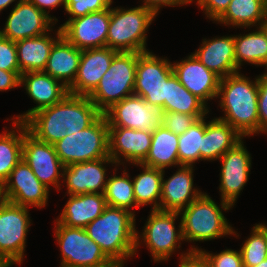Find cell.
Instances as JSON below:
<instances>
[{
	"mask_svg": "<svg viewBox=\"0 0 267 267\" xmlns=\"http://www.w3.org/2000/svg\"><path fill=\"white\" fill-rule=\"evenodd\" d=\"M240 248L243 267H253L267 258V223H256Z\"/></svg>",
	"mask_w": 267,
	"mask_h": 267,
	"instance_id": "cell-38",
	"label": "cell"
},
{
	"mask_svg": "<svg viewBox=\"0 0 267 267\" xmlns=\"http://www.w3.org/2000/svg\"><path fill=\"white\" fill-rule=\"evenodd\" d=\"M190 250L193 253H199L210 267H243L240 249L238 251L226 248L216 254L210 253L201 247L199 248L195 245H191Z\"/></svg>",
	"mask_w": 267,
	"mask_h": 267,
	"instance_id": "cell-39",
	"label": "cell"
},
{
	"mask_svg": "<svg viewBox=\"0 0 267 267\" xmlns=\"http://www.w3.org/2000/svg\"><path fill=\"white\" fill-rule=\"evenodd\" d=\"M132 165L138 166L142 170V172L132 178L136 209L150 204L152 205L151 210L159 209L163 170L147 167L142 164Z\"/></svg>",
	"mask_w": 267,
	"mask_h": 267,
	"instance_id": "cell-33",
	"label": "cell"
},
{
	"mask_svg": "<svg viewBox=\"0 0 267 267\" xmlns=\"http://www.w3.org/2000/svg\"><path fill=\"white\" fill-rule=\"evenodd\" d=\"M108 141L109 156L118 167L122 164L124 166L127 162L141 164L149 153L152 132L109 126Z\"/></svg>",
	"mask_w": 267,
	"mask_h": 267,
	"instance_id": "cell-20",
	"label": "cell"
},
{
	"mask_svg": "<svg viewBox=\"0 0 267 267\" xmlns=\"http://www.w3.org/2000/svg\"><path fill=\"white\" fill-rule=\"evenodd\" d=\"M103 114L108 126L153 132L161 124V110L134 94L113 104Z\"/></svg>",
	"mask_w": 267,
	"mask_h": 267,
	"instance_id": "cell-16",
	"label": "cell"
},
{
	"mask_svg": "<svg viewBox=\"0 0 267 267\" xmlns=\"http://www.w3.org/2000/svg\"><path fill=\"white\" fill-rule=\"evenodd\" d=\"M194 170V166H179L168 179L163 170L159 210L180 212L203 193L194 187Z\"/></svg>",
	"mask_w": 267,
	"mask_h": 267,
	"instance_id": "cell-22",
	"label": "cell"
},
{
	"mask_svg": "<svg viewBox=\"0 0 267 267\" xmlns=\"http://www.w3.org/2000/svg\"><path fill=\"white\" fill-rule=\"evenodd\" d=\"M172 67L179 82L210 109L208 101L217 98L221 77L207 69L193 53L174 61Z\"/></svg>",
	"mask_w": 267,
	"mask_h": 267,
	"instance_id": "cell-18",
	"label": "cell"
},
{
	"mask_svg": "<svg viewBox=\"0 0 267 267\" xmlns=\"http://www.w3.org/2000/svg\"><path fill=\"white\" fill-rule=\"evenodd\" d=\"M207 115L197 119L193 125L178 138V158L180 166H194L200 162L202 137L206 127Z\"/></svg>",
	"mask_w": 267,
	"mask_h": 267,
	"instance_id": "cell-37",
	"label": "cell"
},
{
	"mask_svg": "<svg viewBox=\"0 0 267 267\" xmlns=\"http://www.w3.org/2000/svg\"><path fill=\"white\" fill-rule=\"evenodd\" d=\"M67 196L69 197L63 210L54 220L64 226L85 228L107 207L104 194L85 193Z\"/></svg>",
	"mask_w": 267,
	"mask_h": 267,
	"instance_id": "cell-24",
	"label": "cell"
},
{
	"mask_svg": "<svg viewBox=\"0 0 267 267\" xmlns=\"http://www.w3.org/2000/svg\"><path fill=\"white\" fill-rule=\"evenodd\" d=\"M6 20L3 29L0 28V35L13 42L53 32V27L56 25L48 14L29 0H20L14 4Z\"/></svg>",
	"mask_w": 267,
	"mask_h": 267,
	"instance_id": "cell-15",
	"label": "cell"
},
{
	"mask_svg": "<svg viewBox=\"0 0 267 267\" xmlns=\"http://www.w3.org/2000/svg\"><path fill=\"white\" fill-rule=\"evenodd\" d=\"M0 267H12V265L0 255Z\"/></svg>",
	"mask_w": 267,
	"mask_h": 267,
	"instance_id": "cell-50",
	"label": "cell"
},
{
	"mask_svg": "<svg viewBox=\"0 0 267 267\" xmlns=\"http://www.w3.org/2000/svg\"><path fill=\"white\" fill-rule=\"evenodd\" d=\"M145 8L152 10L156 15L159 14V10L163 8V6L167 7H177L180 5H188L189 3L191 4V0H141Z\"/></svg>",
	"mask_w": 267,
	"mask_h": 267,
	"instance_id": "cell-46",
	"label": "cell"
},
{
	"mask_svg": "<svg viewBox=\"0 0 267 267\" xmlns=\"http://www.w3.org/2000/svg\"><path fill=\"white\" fill-rule=\"evenodd\" d=\"M33 38H26L15 42L20 73L44 71L49 54L54 43L62 36L61 28Z\"/></svg>",
	"mask_w": 267,
	"mask_h": 267,
	"instance_id": "cell-25",
	"label": "cell"
},
{
	"mask_svg": "<svg viewBox=\"0 0 267 267\" xmlns=\"http://www.w3.org/2000/svg\"><path fill=\"white\" fill-rule=\"evenodd\" d=\"M34 4L38 9L43 11L45 14H48L56 23L58 19L54 16H51L49 13L52 9H55L59 6H63L65 11L66 0H29ZM46 9H49L48 11ZM51 9V10H50Z\"/></svg>",
	"mask_w": 267,
	"mask_h": 267,
	"instance_id": "cell-48",
	"label": "cell"
},
{
	"mask_svg": "<svg viewBox=\"0 0 267 267\" xmlns=\"http://www.w3.org/2000/svg\"><path fill=\"white\" fill-rule=\"evenodd\" d=\"M22 158L34 172L37 179L47 188L53 186L61 190L64 165L60 161L53 144L40 141L32 135L24 123Z\"/></svg>",
	"mask_w": 267,
	"mask_h": 267,
	"instance_id": "cell-11",
	"label": "cell"
},
{
	"mask_svg": "<svg viewBox=\"0 0 267 267\" xmlns=\"http://www.w3.org/2000/svg\"><path fill=\"white\" fill-rule=\"evenodd\" d=\"M139 52H117L109 69L88 98L103 114L113 104L134 94Z\"/></svg>",
	"mask_w": 267,
	"mask_h": 267,
	"instance_id": "cell-6",
	"label": "cell"
},
{
	"mask_svg": "<svg viewBox=\"0 0 267 267\" xmlns=\"http://www.w3.org/2000/svg\"><path fill=\"white\" fill-rule=\"evenodd\" d=\"M113 0H66L65 13L68 20L111 8Z\"/></svg>",
	"mask_w": 267,
	"mask_h": 267,
	"instance_id": "cell-40",
	"label": "cell"
},
{
	"mask_svg": "<svg viewBox=\"0 0 267 267\" xmlns=\"http://www.w3.org/2000/svg\"><path fill=\"white\" fill-rule=\"evenodd\" d=\"M101 114L88 96L69 93L63 99V125L67 135L89 127Z\"/></svg>",
	"mask_w": 267,
	"mask_h": 267,
	"instance_id": "cell-32",
	"label": "cell"
},
{
	"mask_svg": "<svg viewBox=\"0 0 267 267\" xmlns=\"http://www.w3.org/2000/svg\"><path fill=\"white\" fill-rule=\"evenodd\" d=\"M253 267H267V258L261 263H259L258 265L253 266Z\"/></svg>",
	"mask_w": 267,
	"mask_h": 267,
	"instance_id": "cell-52",
	"label": "cell"
},
{
	"mask_svg": "<svg viewBox=\"0 0 267 267\" xmlns=\"http://www.w3.org/2000/svg\"><path fill=\"white\" fill-rule=\"evenodd\" d=\"M0 69L20 72L15 42L0 35Z\"/></svg>",
	"mask_w": 267,
	"mask_h": 267,
	"instance_id": "cell-42",
	"label": "cell"
},
{
	"mask_svg": "<svg viewBox=\"0 0 267 267\" xmlns=\"http://www.w3.org/2000/svg\"><path fill=\"white\" fill-rule=\"evenodd\" d=\"M5 202L4 192L2 189V185H0V206Z\"/></svg>",
	"mask_w": 267,
	"mask_h": 267,
	"instance_id": "cell-51",
	"label": "cell"
},
{
	"mask_svg": "<svg viewBox=\"0 0 267 267\" xmlns=\"http://www.w3.org/2000/svg\"><path fill=\"white\" fill-rule=\"evenodd\" d=\"M178 217L179 212L150 210L142 232L136 230L135 254L144 243L154 263L169 261L173 253L180 249L181 242H184L181 219L178 228L175 226Z\"/></svg>",
	"mask_w": 267,
	"mask_h": 267,
	"instance_id": "cell-5",
	"label": "cell"
},
{
	"mask_svg": "<svg viewBox=\"0 0 267 267\" xmlns=\"http://www.w3.org/2000/svg\"><path fill=\"white\" fill-rule=\"evenodd\" d=\"M234 46L236 65L239 69H242L244 63H248L266 67L267 71V36L262 26L247 34L234 35Z\"/></svg>",
	"mask_w": 267,
	"mask_h": 267,
	"instance_id": "cell-31",
	"label": "cell"
},
{
	"mask_svg": "<svg viewBox=\"0 0 267 267\" xmlns=\"http://www.w3.org/2000/svg\"><path fill=\"white\" fill-rule=\"evenodd\" d=\"M243 141L238 142L219 159L222 165L219 174L221 200L233 207L248 182L252 168V157Z\"/></svg>",
	"mask_w": 267,
	"mask_h": 267,
	"instance_id": "cell-14",
	"label": "cell"
},
{
	"mask_svg": "<svg viewBox=\"0 0 267 267\" xmlns=\"http://www.w3.org/2000/svg\"><path fill=\"white\" fill-rule=\"evenodd\" d=\"M243 138L230 124L216 117L206 121L202 149H199L200 161L219 160Z\"/></svg>",
	"mask_w": 267,
	"mask_h": 267,
	"instance_id": "cell-26",
	"label": "cell"
},
{
	"mask_svg": "<svg viewBox=\"0 0 267 267\" xmlns=\"http://www.w3.org/2000/svg\"><path fill=\"white\" fill-rule=\"evenodd\" d=\"M21 73L14 71H5L0 69V91H9L20 88Z\"/></svg>",
	"mask_w": 267,
	"mask_h": 267,
	"instance_id": "cell-45",
	"label": "cell"
},
{
	"mask_svg": "<svg viewBox=\"0 0 267 267\" xmlns=\"http://www.w3.org/2000/svg\"><path fill=\"white\" fill-rule=\"evenodd\" d=\"M20 86L33 99L36 106L26 112L11 117V121L25 122L35 112L61 102L68 94V88L59 80L44 71H31L21 74Z\"/></svg>",
	"mask_w": 267,
	"mask_h": 267,
	"instance_id": "cell-19",
	"label": "cell"
},
{
	"mask_svg": "<svg viewBox=\"0 0 267 267\" xmlns=\"http://www.w3.org/2000/svg\"><path fill=\"white\" fill-rule=\"evenodd\" d=\"M116 53L117 51L107 46L82 50L76 77L74 82L68 87L69 93L89 96L109 69Z\"/></svg>",
	"mask_w": 267,
	"mask_h": 267,
	"instance_id": "cell-21",
	"label": "cell"
},
{
	"mask_svg": "<svg viewBox=\"0 0 267 267\" xmlns=\"http://www.w3.org/2000/svg\"><path fill=\"white\" fill-rule=\"evenodd\" d=\"M262 27L265 29V31H266V36H267V21L262 25Z\"/></svg>",
	"mask_w": 267,
	"mask_h": 267,
	"instance_id": "cell-53",
	"label": "cell"
},
{
	"mask_svg": "<svg viewBox=\"0 0 267 267\" xmlns=\"http://www.w3.org/2000/svg\"><path fill=\"white\" fill-rule=\"evenodd\" d=\"M19 1L20 0H0V13L2 10L7 9V7H9L13 2H15L16 5Z\"/></svg>",
	"mask_w": 267,
	"mask_h": 267,
	"instance_id": "cell-49",
	"label": "cell"
},
{
	"mask_svg": "<svg viewBox=\"0 0 267 267\" xmlns=\"http://www.w3.org/2000/svg\"><path fill=\"white\" fill-rule=\"evenodd\" d=\"M267 21V0H232L215 22L232 28L261 27Z\"/></svg>",
	"mask_w": 267,
	"mask_h": 267,
	"instance_id": "cell-29",
	"label": "cell"
},
{
	"mask_svg": "<svg viewBox=\"0 0 267 267\" xmlns=\"http://www.w3.org/2000/svg\"><path fill=\"white\" fill-rule=\"evenodd\" d=\"M109 164L117 166L110 156L64 166L62 182L67 188V195L104 194L108 181L107 177H109L106 174L108 170L106 167Z\"/></svg>",
	"mask_w": 267,
	"mask_h": 267,
	"instance_id": "cell-17",
	"label": "cell"
},
{
	"mask_svg": "<svg viewBox=\"0 0 267 267\" xmlns=\"http://www.w3.org/2000/svg\"><path fill=\"white\" fill-rule=\"evenodd\" d=\"M179 267H210L199 253H193L190 249L181 252Z\"/></svg>",
	"mask_w": 267,
	"mask_h": 267,
	"instance_id": "cell-47",
	"label": "cell"
},
{
	"mask_svg": "<svg viewBox=\"0 0 267 267\" xmlns=\"http://www.w3.org/2000/svg\"><path fill=\"white\" fill-rule=\"evenodd\" d=\"M211 198L203 191L197 199L179 212L185 242L196 244L198 241H211L228 235L239 238V234L223 213L231 210L233 206L223 200L217 205Z\"/></svg>",
	"mask_w": 267,
	"mask_h": 267,
	"instance_id": "cell-3",
	"label": "cell"
},
{
	"mask_svg": "<svg viewBox=\"0 0 267 267\" xmlns=\"http://www.w3.org/2000/svg\"><path fill=\"white\" fill-rule=\"evenodd\" d=\"M55 222L54 236L61 251L59 267H112L115 264L84 228L64 226Z\"/></svg>",
	"mask_w": 267,
	"mask_h": 267,
	"instance_id": "cell-8",
	"label": "cell"
},
{
	"mask_svg": "<svg viewBox=\"0 0 267 267\" xmlns=\"http://www.w3.org/2000/svg\"><path fill=\"white\" fill-rule=\"evenodd\" d=\"M157 15L143 5L111 7L107 47L117 52H146L147 32Z\"/></svg>",
	"mask_w": 267,
	"mask_h": 267,
	"instance_id": "cell-4",
	"label": "cell"
},
{
	"mask_svg": "<svg viewBox=\"0 0 267 267\" xmlns=\"http://www.w3.org/2000/svg\"><path fill=\"white\" fill-rule=\"evenodd\" d=\"M179 136L159 125L152 132V141L146 159L141 163L144 166L165 170L169 167L180 166L178 158Z\"/></svg>",
	"mask_w": 267,
	"mask_h": 267,
	"instance_id": "cell-30",
	"label": "cell"
},
{
	"mask_svg": "<svg viewBox=\"0 0 267 267\" xmlns=\"http://www.w3.org/2000/svg\"><path fill=\"white\" fill-rule=\"evenodd\" d=\"M24 123L37 139L55 144L67 135L63 125V100L35 112Z\"/></svg>",
	"mask_w": 267,
	"mask_h": 267,
	"instance_id": "cell-28",
	"label": "cell"
},
{
	"mask_svg": "<svg viewBox=\"0 0 267 267\" xmlns=\"http://www.w3.org/2000/svg\"><path fill=\"white\" fill-rule=\"evenodd\" d=\"M109 126L101 114L89 127L66 135L54 145L64 166L98 160L109 156Z\"/></svg>",
	"mask_w": 267,
	"mask_h": 267,
	"instance_id": "cell-7",
	"label": "cell"
},
{
	"mask_svg": "<svg viewBox=\"0 0 267 267\" xmlns=\"http://www.w3.org/2000/svg\"><path fill=\"white\" fill-rule=\"evenodd\" d=\"M201 9L206 18L214 23L225 13L232 0H191Z\"/></svg>",
	"mask_w": 267,
	"mask_h": 267,
	"instance_id": "cell-44",
	"label": "cell"
},
{
	"mask_svg": "<svg viewBox=\"0 0 267 267\" xmlns=\"http://www.w3.org/2000/svg\"><path fill=\"white\" fill-rule=\"evenodd\" d=\"M173 73L172 62L167 57L161 58L152 51L140 53L137 58L134 95L165 112L167 79Z\"/></svg>",
	"mask_w": 267,
	"mask_h": 267,
	"instance_id": "cell-9",
	"label": "cell"
},
{
	"mask_svg": "<svg viewBox=\"0 0 267 267\" xmlns=\"http://www.w3.org/2000/svg\"><path fill=\"white\" fill-rule=\"evenodd\" d=\"M136 215L124 208L107 206L102 214L84 229L104 254L116 265L136 256Z\"/></svg>",
	"mask_w": 267,
	"mask_h": 267,
	"instance_id": "cell-2",
	"label": "cell"
},
{
	"mask_svg": "<svg viewBox=\"0 0 267 267\" xmlns=\"http://www.w3.org/2000/svg\"><path fill=\"white\" fill-rule=\"evenodd\" d=\"M258 75L259 134L267 133V72Z\"/></svg>",
	"mask_w": 267,
	"mask_h": 267,
	"instance_id": "cell-43",
	"label": "cell"
},
{
	"mask_svg": "<svg viewBox=\"0 0 267 267\" xmlns=\"http://www.w3.org/2000/svg\"><path fill=\"white\" fill-rule=\"evenodd\" d=\"M29 207L5 201L0 206V255L12 266L21 265L28 229L31 226Z\"/></svg>",
	"mask_w": 267,
	"mask_h": 267,
	"instance_id": "cell-10",
	"label": "cell"
},
{
	"mask_svg": "<svg viewBox=\"0 0 267 267\" xmlns=\"http://www.w3.org/2000/svg\"><path fill=\"white\" fill-rule=\"evenodd\" d=\"M124 166L122 176L116 175V171H118L116 167L118 166H114L113 175L108 177L104 196L107 206L124 208L136 214L135 210H132V208H136L133 182L130 173L126 170V165Z\"/></svg>",
	"mask_w": 267,
	"mask_h": 267,
	"instance_id": "cell-36",
	"label": "cell"
},
{
	"mask_svg": "<svg viewBox=\"0 0 267 267\" xmlns=\"http://www.w3.org/2000/svg\"><path fill=\"white\" fill-rule=\"evenodd\" d=\"M5 201L42 209L48 203L50 189L42 184L22 158L2 185Z\"/></svg>",
	"mask_w": 267,
	"mask_h": 267,
	"instance_id": "cell-12",
	"label": "cell"
},
{
	"mask_svg": "<svg viewBox=\"0 0 267 267\" xmlns=\"http://www.w3.org/2000/svg\"><path fill=\"white\" fill-rule=\"evenodd\" d=\"M14 128L0 133V185L8 179L23 154L24 123L12 121Z\"/></svg>",
	"mask_w": 267,
	"mask_h": 267,
	"instance_id": "cell-34",
	"label": "cell"
},
{
	"mask_svg": "<svg viewBox=\"0 0 267 267\" xmlns=\"http://www.w3.org/2000/svg\"><path fill=\"white\" fill-rule=\"evenodd\" d=\"M202 40L201 46L193 54L207 69L221 78L240 71L236 65L234 35Z\"/></svg>",
	"mask_w": 267,
	"mask_h": 267,
	"instance_id": "cell-23",
	"label": "cell"
},
{
	"mask_svg": "<svg viewBox=\"0 0 267 267\" xmlns=\"http://www.w3.org/2000/svg\"><path fill=\"white\" fill-rule=\"evenodd\" d=\"M217 98L224 116L216 118L244 138L259 134L258 76L251 80L238 72L221 78Z\"/></svg>",
	"mask_w": 267,
	"mask_h": 267,
	"instance_id": "cell-1",
	"label": "cell"
},
{
	"mask_svg": "<svg viewBox=\"0 0 267 267\" xmlns=\"http://www.w3.org/2000/svg\"><path fill=\"white\" fill-rule=\"evenodd\" d=\"M198 118L194 115L176 112H161V125L176 135L183 134Z\"/></svg>",
	"mask_w": 267,
	"mask_h": 267,
	"instance_id": "cell-41",
	"label": "cell"
},
{
	"mask_svg": "<svg viewBox=\"0 0 267 267\" xmlns=\"http://www.w3.org/2000/svg\"><path fill=\"white\" fill-rule=\"evenodd\" d=\"M165 111L194 115L198 119L209 114V108L190 93L174 75L167 79Z\"/></svg>",
	"mask_w": 267,
	"mask_h": 267,
	"instance_id": "cell-35",
	"label": "cell"
},
{
	"mask_svg": "<svg viewBox=\"0 0 267 267\" xmlns=\"http://www.w3.org/2000/svg\"><path fill=\"white\" fill-rule=\"evenodd\" d=\"M111 8L66 20L59 27L62 36L77 49L87 50L107 46Z\"/></svg>",
	"mask_w": 267,
	"mask_h": 267,
	"instance_id": "cell-13",
	"label": "cell"
},
{
	"mask_svg": "<svg viewBox=\"0 0 267 267\" xmlns=\"http://www.w3.org/2000/svg\"><path fill=\"white\" fill-rule=\"evenodd\" d=\"M81 59V50L61 36L52 46L44 72L67 88L74 82Z\"/></svg>",
	"mask_w": 267,
	"mask_h": 267,
	"instance_id": "cell-27",
	"label": "cell"
}]
</instances>
